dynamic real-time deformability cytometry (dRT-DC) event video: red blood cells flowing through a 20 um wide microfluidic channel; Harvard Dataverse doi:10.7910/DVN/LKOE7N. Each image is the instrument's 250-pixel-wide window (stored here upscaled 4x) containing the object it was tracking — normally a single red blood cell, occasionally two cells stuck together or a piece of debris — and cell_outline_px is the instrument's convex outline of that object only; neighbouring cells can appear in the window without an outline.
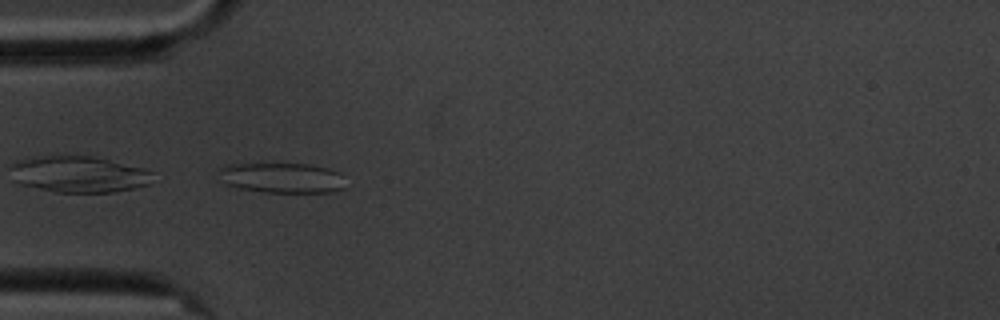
{"species": "common noctule bat (a hibernating species)", "species_latin": "Nyctalus noctula", "temperature_condition": "cold", "stored_images_in_passage": 5, "camera_frame_rate_fps": 3000, "um_per_image_px": 0.085, "animal": {"sex": "male", "body_mass_g": 20.1, "forearm_length_mm": 53.5}, "frame": {"image": 1, "passage_image": 4, "time_ms": 3.667, "image_size_px": [1000, 320], "cell_outline_px": [[344, 188], [332, 192], [264, 192], [236, 188], [228, 184], [220, 172], [220, 168], [228, 164], [308, 164], [340, 172]], "centroid_in_image_um": [23.99, 15.12], "position_along_channel_um": 61.0, "area_um2": 21.85}}